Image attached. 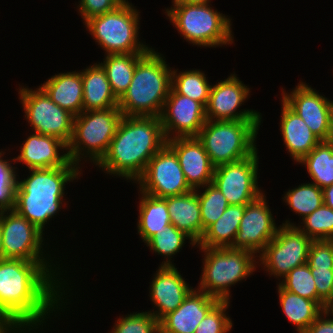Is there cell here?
Returning <instances> with one entry per match:
<instances>
[{"instance_id": "1", "label": "cell", "mask_w": 333, "mask_h": 333, "mask_svg": "<svg viewBox=\"0 0 333 333\" xmlns=\"http://www.w3.org/2000/svg\"><path fill=\"white\" fill-rule=\"evenodd\" d=\"M59 267L53 262L1 259L0 312L9 315L25 332L43 327L53 311L63 310V306L66 309L68 304L64 302L68 294L64 287L68 286L60 277L64 271H58Z\"/></svg>"}, {"instance_id": "6", "label": "cell", "mask_w": 333, "mask_h": 333, "mask_svg": "<svg viewBox=\"0 0 333 333\" xmlns=\"http://www.w3.org/2000/svg\"><path fill=\"white\" fill-rule=\"evenodd\" d=\"M210 5L172 3L164 13L189 44L205 48L232 44L231 19Z\"/></svg>"}, {"instance_id": "28", "label": "cell", "mask_w": 333, "mask_h": 333, "mask_svg": "<svg viewBox=\"0 0 333 333\" xmlns=\"http://www.w3.org/2000/svg\"><path fill=\"white\" fill-rule=\"evenodd\" d=\"M140 194L137 231L146 243L156 232H160L165 229V226L171 224V219L166 198H158L143 192Z\"/></svg>"}, {"instance_id": "50", "label": "cell", "mask_w": 333, "mask_h": 333, "mask_svg": "<svg viewBox=\"0 0 333 333\" xmlns=\"http://www.w3.org/2000/svg\"><path fill=\"white\" fill-rule=\"evenodd\" d=\"M3 259V248H2V235L0 229V260Z\"/></svg>"}, {"instance_id": "18", "label": "cell", "mask_w": 333, "mask_h": 333, "mask_svg": "<svg viewBox=\"0 0 333 333\" xmlns=\"http://www.w3.org/2000/svg\"><path fill=\"white\" fill-rule=\"evenodd\" d=\"M160 119L166 140L197 137L207 120L206 107L171 88Z\"/></svg>"}, {"instance_id": "33", "label": "cell", "mask_w": 333, "mask_h": 333, "mask_svg": "<svg viewBox=\"0 0 333 333\" xmlns=\"http://www.w3.org/2000/svg\"><path fill=\"white\" fill-rule=\"evenodd\" d=\"M171 88L178 94L201 102L205 107L208 103L211 85L204 72L200 69L177 71L172 69Z\"/></svg>"}, {"instance_id": "42", "label": "cell", "mask_w": 333, "mask_h": 333, "mask_svg": "<svg viewBox=\"0 0 333 333\" xmlns=\"http://www.w3.org/2000/svg\"><path fill=\"white\" fill-rule=\"evenodd\" d=\"M127 0H80L78 14L80 13L83 23L92 17L103 15L124 4Z\"/></svg>"}, {"instance_id": "41", "label": "cell", "mask_w": 333, "mask_h": 333, "mask_svg": "<svg viewBox=\"0 0 333 333\" xmlns=\"http://www.w3.org/2000/svg\"><path fill=\"white\" fill-rule=\"evenodd\" d=\"M307 264L310 268H333V241L313 240Z\"/></svg>"}, {"instance_id": "8", "label": "cell", "mask_w": 333, "mask_h": 333, "mask_svg": "<svg viewBox=\"0 0 333 333\" xmlns=\"http://www.w3.org/2000/svg\"><path fill=\"white\" fill-rule=\"evenodd\" d=\"M122 117L118 107L83 111L74 116L72 137L67 145L69 160L80 166L79 162L86 158L84 161L90 159L97 165L106 155Z\"/></svg>"}, {"instance_id": "22", "label": "cell", "mask_w": 333, "mask_h": 333, "mask_svg": "<svg viewBox=\"0 0 333 333\" xmlns=\"http://www.w3.org/2000/svg\"><path fill=\"white\" fill-rule=\"evenodd\" d=\"M14 161L23 163L29 170L63 167L70 162L67 145L62 140L36 132L27 137Z\"/></svg>"}, {"instance_id": "9", "label": "cell", "mask_w": 333, "mask_h": 333, "mask_svg": "<svg viewBox=\"0 0 333 333\" xmlns=\"http://www.w3.org/2000/svg\"><path fill=\"white\" fill-rule=\"evenodd\" d=\"M128 0L103 15L87 20L84 25L105 54L147 53L151 47L139 41L140 17Z\"/></svg>"}, {"instance_id": "16", "label": "cell", "mask_w": 333, "mask_h": 333, "mask_svg": "<svg viewBox=\"0 0 333 333\" xmlns=\"http://www.w3.org/2000/svg\"><path fill=\"white\" fill-rule=\"evenodd\" d=\"M281 95V100L304 120L313 134L321 141L328 140L333 112L332 100L302 81L290 93L282 88Z\"/></svg>"}, {"instance_id": "40", "label": "cell", "mask_w": 333, "mask_h": 333, "mask_svg": "<svg viewBox=\"0 0 333 333\" xmlns=\"http://www.w3.org/2000/svg\"><path fill=\"white\" fill-rule=\"evenodd\" d=\"M230 301H219L197 326L195 333H228L233 328L226 310Z\"/></svg>"}, {"instance_id": "7", "label": "cell", "mask_w": 333, "mask_h": 333, "mask_svg": "<svg viewBox=\"0 0 333 333\" xmlns=\"http://www.w3.org/2000/svg\"><path fill=\"white\" fill-rule=\"evenodd\" d=\"M261 121L206 120L197 138L215 167L238 162L257 151L256 140Z\"/></svg>"}, {"instance_id": "29", "label": "cell", "mask_w": 333, "mask_h": 333, "mask_svg": "<svg viewBox=\"0 0 333 333\" xmlns=\"http://www.w3.org/2000/svg\"><path fill=\"white\" fill-rule=\"evenodd\" d=\"M279 303L286 318L303 333L324 311L316 302L283 289L277 284Z\"/></svg>"}, {"instance_id": "10", "label": "cell", "mask_w": 333, "mask_h": 333, "mask_svg": "<svg viewBox=\"0 0 333 333\" xmlns=\"http://www.w3.org/2000/svg\"><path fill=\"white\" fill-rule=\"evenodd\" d=\"M312 241L296 223L286 220L279 225L274 238L257 256V263L267 274L269 272L270 277L275 276L281 281L295 267L307 263Z\"/></svg>"}, {"instance_id": "20", "label": "cell", "mask_w": 333, "mask_h": 333, "mask_svg": "<svg viewBox=\"0 0 333 333\" xmlns=\"http://www.w3.org/2000/svg\"><path fill=\"white\" fill-rule=\"evenodd\" d=\"M156 272L149 287L150 301L156 310L149 312L159 321L176 310L194 288L189 286L175 265L159 266Z\"/></svg>"}, {"instance_id": "45", "label": "cell", "mask_w": 333, "mask_h": 333, "mask_svg": "<svg viewBox=\"0 0 333 333\" xmlns=\"http://www.w3.org/2000/svg\"><path fill=\"white\" fill-rule=\"evenodd\" d=\"M19 331V332H18ZM0 333H27L9 315L0 312Z\"/></svg>"}, {"instance_id": "32", "label": "cell", "mask_w": 333, "mask_h": 333, "mask_svg": "<svg viewBox=\"0 0 333 333\" xmlns=\"http://www.w3.org/2000/svg\"><path fill=\"white\" fill-rule=\"evenodd\" d=\"M189 240L190 245L196 247L197 244L188 236L185 232L178 230L173 224L165 226V229L160 232H156L145 245L149 247L150 251L157 255L164 256V260L160 266H174L172 256L177 254L182 247H184L185 241Z\"/></svg>"}, {"instance_id": "17", "label": "cell", "mask_w": 333, "mask_h": 333, "mask_svg": "<svg viewBox=\"0 0 333 333\" xmlns=\"http://www.w3.org/2000/svg\"><path fill=\"white\" fill-rule=\"evenodd\" d=\"M263 193L256 200L245 205L239 229L233 242V249H244L256 256L274 238L279 226L266 202Z\"/></svg>"}, {"instance_id": "43", "label": "cell", "mask_w": 333, "mask_h": 333, "mask_svg": "<svg viewBox=\"0 0 333 333\" xmlns=\"http://www.w3.org/2000/svg\"><path fill=\"white\" fill-rule=\"evenodd\" d=\"M317 295L328 304L333 299V268H311Z\"/></svg>"}, {"instance_id": "5", "label": "cell", "mask_w": 333, "mask_h": 333, "mask_svg": "<svg viewBox=\"0 0 333 333\" xmlns=\"http://www.w3.org/2000/svg\"><path fill=\"white\" fill-rule=\"evenodd\" d=\"M199 249L204 252L203 272L196 289L220 301H230V287L246 281L258 265V257L248 250L231 247Z\"/></svg>"}, {"instance_id": "35", "label": "cell", "mask_w": 333, "mask_h": 333, "mask_svg": "<svg viewBox=\"0 0 333 333\" xmlns=\"http://www.w3.org/2000/svg\"><path fill=\"white\" fill-rule=\"evenodd\" d=\"M279 285L287 291L316 301L324 310H326L327 304L317 295L314 277L311 274V268L307 263L291 270L282 278Z\"/></svg>"}, {"instance_id": "11", "label": "cell", "mask_w": 333, "mask_h": 333, "mask_svg": "<svg viewBox=\"0 0 333 333\" xmlns=\"http://www.w3.org/2000/svg\"><path fill=\"white\" fill-rule=\"evenodd\" d=\"M19 86L24 118L32 131L34 129L36 133L56 137L68 145L72 137L74 115L54 103L40 86L34 90L28 86Z\"/></svg>"}, {"instance_id": "3", "label": "cell", "mask_w": 333, "mask_h": 333, "mask_svg": "<svg viewBox=\"0 0 333 333\" xmlns=\"http://www.w3.org/2000/svg\"><path fill=\"white\" fill-rule=\"evenodd\" d=\"M81 166L71 161L63 167L30 169L27 178H17L14 209L41 232L50 219L65 207V185L79 179Z\"/></svg>"}, {"instance_id": "37", "label": "cell", "mask_w": 333, "mask_h": 333, "mask_svg": "<svg viewBox=\"0 0 333 333\" xmlns=\"http://www.w3.org/2000/svg\"><path fill=\"white\" fill-rule=\"evenodd\" d=\"M297 227L312 240L333 239V209L323 204Z\"/></svg>"}, {"instance_id": "38", "label": "cell", "mask_w": 333, "mask_h": 333, "mask_svg": "<svg viewBox=\"0 0 333 333\" xmlns=\"http://www.w3.org/2000/svg\"><path fill=\"white\" fill-rule=\"evenodd\" d=\"M159 321L149 312H133L119 317L110 333H157Z\"/></svg>"}, {"instance_id": "26", "label": "cell", "mask_w": 333, "mask_h": 333, "mask_svg": "<svg viewBox=\"0 0 333 333\" xmlns=\"http://www.w3.org/2000/svg\"><path fill=\"white\" fill-rule=\"evenodd\" d=\"M80 72L83 84V111L118 107V99L113 94L106 72L99 62Z\"/></svg>"}, {"instance_id": "39", "label": "cell", "mask_w": 333, "mask_h": 333, "mask_svg": "<svg viewBox=\"0 0 333 333\" xmlns=\"http://www.w3.org/2000/svg\"><path fill=\"white\" fill-rule=\"evenodd\" d=\"M5 151H0V211L14 209L15 189L17 184V167L14 157L12 160L4 159ZM3 156V157H2ZM14 163H12V162Z\"/></svg>"}, {"instance_id": "4", "label": "cell", "mask_w": 333, "mask_h": 333, "mask_svg": "<svg viewBox=\"0 0 333 333\" xmlns=\"http://www.w3.org/2000/svg\"><path fill=\"white\" fill-rule=\"evenodd\" d=\"M151 48L136 64L131 84L118 100L124 116L160 117L172 86V67Z\"/></svg>"}, {"instance_id": "49", "label": "cell", "mask_w": 333, "mask_h": 333, "mask_svg": "<svg viewBox=\"0 0 333 333\" xmlns=\"http://www.w3.org/2000/svg\"><path fill=\"white\" fill-rule=\"evenodd\" d=\"M326 311L333 317V299L327 304Z\"/></svg>"}, {"instance_id": "21", "label": "cell", "mask_w": 333, "mask_h": 333, "mask_svg": "<svg viewBox=\"0 0 333 333\" xmlns=\"http://www.w3.org/2000/svg\"><path fill=\"white\" fill-rule=\"evenodd\" d=\"M219 301L195 287L176 310L159 320V330L162 333H195L199 323Z\"/></svg>"}, {"instance_id": "48", "label": "cell", "mask_w": 333, "mask_h": 333, "mask_svg": "<svg viewBox=\"0 0 333 333\" xmlns=\"http://www.w3.org/2000/svg\"><path fill=\"white\" fill-rule=\"evenodd\" d=\"M327 141L333 145V112L331 116L330 133Z\"/></svg>"}, {"instance_id": "23", "label": "cell", "mask_w": 333, "mask_h": 333, "mask_svg": "<svg viewBox=\"0 0 333 333\" xmlns=\"http://www.w3.org/2000/svg\"><path fill=\"white\" fill-rule=\"evenodd\" d=\"M280 134L287 153L298 163L309 154L321 140L313 134L304 120L281 100Z\"/></svg>"}, {"instance_id": "25", "label": "cell", "mask_w": 333, "mask_h": 333, "mask_svg": "<svg viewBox=\"0 0 333 333\" xmlns=\"http://www.w3.org/2000/svg\"><path fill=\"white\" fill-rule=\"evenodd\" d=\"M171 224L197 244L202 237V220L196 189L179 196L166 197Z\"/></svg>"}, {"instance_id": "14", "label": "cell", "mask_w": 333, "mask_h": 333, "mask_svg": "<svg viewBox=\"0 0 333 333\" xmlns=\"http://www.w3.org/2000/svg\"><path fill=\"white\" fill-rule=\"evenodd\" d=\"M258 150L250 157L215 167L212 183L226 197L229 205H246L264 192L258 187Z\"/></svg>"}, {"instance_id": "47", "label": "cell", "mask_w": 333, "mask_h": 333, "mask_svg": "<svg viewBox=\"0 0 333 333\" xmlns=\"http://www.w3.org/2000/svg\"><path fill=\"white\" fill-rule=\"evenodd\" d=\"M210 0H172V3L209 4Z\"/></svg>"}, {"instance_id": "13", "label": "cell", "mask_w": 333, "mask_h": 333, "mask_svg": "<svg viewBox=\"0 0 333 333\" xmlns=\"http://www.w3.org/2000/svg\"><path fill=\"white\" fill-rule=\"evenodd\" d=\"M135 183L140 192L158 198L179 196L193 190L185 179L177 155L167 144L149 160Z\"/></svg>"}, {"instance_id": "36", "label": "cell", "mask_w": 333, "mask_h": 333, "mask_svg": "<svg viewBox=\"0 0 333 333\" xmlns=\"http://www.w3.org/2000/svg\"><path fill=\"white\" fill-rule=\"evenodd\" d=\"M204 190L196 189L199 199L202 220V235L204 230L217 221L225 212L229 203L222 192L213 183H209L203 187Z\"/></svg>"}, {"instance_id": "30", "label": "cell", "mask_w": 333, "mask_h": 333, "mask_svg": "<svg viewBox=\"0 0 333 333\" xmlns=\"http://www.w3.org/2000/svg\"><path fill=\"white\" fill-rule=\"evenodd\" d=\"M146 53L108 54L99 63L105 70L111 90L119 100L131 84L136 64Z\"/></svg>"}, {"instance_id": "15", "label": "cell", "mask_w": 333, "mask_h": 333, "mask_svg": "<svg viewBox=\"0 0 333 333\" xmlns=\"http://www.w3.org/2000/svg\"><path fill=\"white\" fill-rule=\"evenodd\" d=\"M250 93V88L242 83L235 73L215 85L211 84L206 105L207 120H262V114L256 110L238 109L248 99Z\"/></svg>"}, {"instance_id": "12", "label": "cell", "mask_w": 333, "mask_h": 333, "mask_svg": "<svg viewBox=\"0 0 333 333\" xmlns=\"http://www.w3.org/2000/svg\"><path fill=\"white\" fill-rule=\"evenodd\" d=\"M0 229L3 259L52 262L51 258H55L44 252V232H41L15 210L0 211Z\"/></svg>"}, {"instance_id": "31", "label": "cell", "mask_w": 333, "mask_h": 333, "mask_svg": "<svg viewBox=\"0 0 333 333\" xmlns=\"http://www.w3.org/2000/svg\"><path fill=\"white\" fill-rule=\"evenodd\" d=\"M298 163L307 169L312 184L322 189L333 184V145L328 141H321Z\"/></svg>"}, {"instance_id": "24", "label": "cell", "mask_w": 333, "mask_h": 333, "mask_svg": "<svg viewBox=\"0 0 333 333\" xmlns=\"http://www.w3.org/2000/svg\"><path fill=\"white\" fill-rule=\"evenodd\" d=\"M40 87L54 103L74 116L83 112V84L80 71L55 74Z\"/></svg>"}, {"instance_id": "2", "label": "cell", "mask_w": 333, "mask_h": 333, "mask_svg": "<svg viewBox=\"0 0 333 333\" xmlns=\"http://www.w3.org/2000/svg\"><path fill=\"white\" fill-rule=\"evenodd\" d=\"M166 144L160 117L123 115L106 155L96 166L135 183Z\"/></svg>"}, {"instance_id": "27", "label": "cell", "mask_w": 333, "mask_h": 333, "mask_svg": "<svg viewBox=\"0 0 333 333\" xmlns=\"http://www.w3.org/2000/svg\"><path fill=\"white\" fill-rule=\"evenodd\" d=\"M244 211L245 205H229L223 215L204 230L197 248L232 247Z\"/></svg>"}, {"instance_id": "19", "label": "cell", "mask_w": 333, "mask_h": 333, "mask_svg": "<svg viewBox=\"0 0 333 333\" xmlns=\"http://www.w3.org/2000/svg\"><path fill=\"white\" fill-rule=\"evenodd\" d=\"M167 145L175 152L185 179L195 190L212 183L215 166L197 137H179L167 140Z\"/></svg>"}, {"instance_id": "46", "label": "cell", "mask_w": 333, "mask_h": 333, "mask_svg": "<svg viewBox=\"0 0 333 333\" xmlns=\"http://www.w3.org/2000/svg\"><path fill=\"white\" fill-rule=\"evenodd\" d=\"M323 202L326 206L333 209V184L322 189Z\"/></svg>"}, {"instance_id": "44", "label": "cell", "mask_w": 333, "mask_h": 333, "mask_svg": "<svg viewBox=\"0 0 333 333\" xmlns=\"http://www.w3.org/2000/svg\"><path fill=\"white\" fill-rule=\"evenodd\" d=\"M303 333H333V317L324 310Z\"/></svg>"}, {"instance_id": "34", "label": "cell", "mask_w": 333, "mask_h": 333, "mask_svg": "<svg viewBox=\"0 0 333 333\" xmlns=\"http://www.w3.org/2000/svg\"><path fill=\"white\" fill-rule=\"evenodd\" d=\"M282 199L295 214L302 217L301 220L324 204L322 188L309 182L289 189Z\"/></svg>"}]
</instances>
